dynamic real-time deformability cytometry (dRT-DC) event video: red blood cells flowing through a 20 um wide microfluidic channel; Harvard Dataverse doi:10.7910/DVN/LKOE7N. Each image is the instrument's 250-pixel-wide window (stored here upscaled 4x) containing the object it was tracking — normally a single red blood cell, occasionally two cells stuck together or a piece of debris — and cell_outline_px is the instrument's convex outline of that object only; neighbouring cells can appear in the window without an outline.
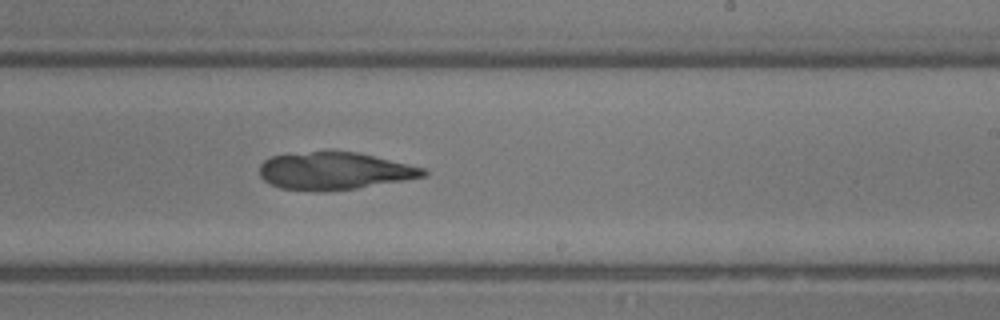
{"species": "common noctule bat (a hibernating species)", "species_latin": "Nyctalus noctula", "temperature_condition": "room temperature", "stored_images_in_passage": 21, "camera_frame_rate_fps": 3000, "um_per_image_px": 0.085, "animal": {"sex": "male", "body_mass_g": 13.3}, "frame": {"image": 1, "passage_image": 19, "time_ms": 6.0, "image_size_px": [1000, 320], "cell_outline_px": [[428, 176], [356, 188], [316, 192], [280, 188], [268, 184], [260, 176], [260, 164], [264, 160], [272, 156], [312, 152], [356, 152], [408, 164], [424, 168], [428, 172]], "centroid_in_image_um": [28.41, 14.55], "position_along_channel_um": 260.6, "area_um2": 35.43}}